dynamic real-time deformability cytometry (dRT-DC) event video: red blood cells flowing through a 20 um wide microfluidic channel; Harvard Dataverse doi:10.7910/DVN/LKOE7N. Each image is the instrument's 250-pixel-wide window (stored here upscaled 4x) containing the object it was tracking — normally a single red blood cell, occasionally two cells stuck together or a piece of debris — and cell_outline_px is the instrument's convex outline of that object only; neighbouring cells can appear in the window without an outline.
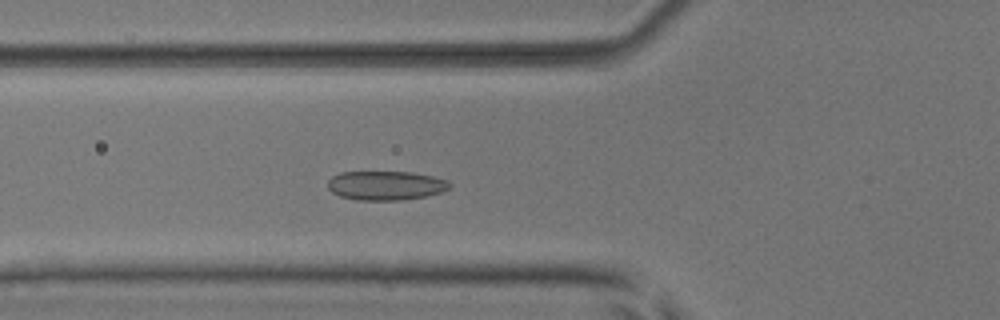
{"species": "common noctule bat (a hibernating species)", "species_latin": "Nyctalus noctula", "temperature_condition": "room temperature", "stored_images_in_passage": 52, "camera_frame_rate_fps": 3000, "um_per_image_px": 0.085, "animal": {"sex": "male", "body_mass_g": 17.9, "forearm_length_mm": 54.2}, "frame": {"image": 1, "passage_image": 19, "time_ms": 6.0, "image_size_px": [1000, 320], "cell_outline_px": [[452, 184], [448, 188], [440, 192], [424, 196], [404, 200], [360, 200], [340, 196], [332, 192], [328, 188], [328, 180], [332, 176], [340, 172], [412, 172], [432, 176], [448, 180]], "centroid_in_image_um": [32.78, 15.76], "position_along_channel_um": 93.0, "area_um2": 20.63}}
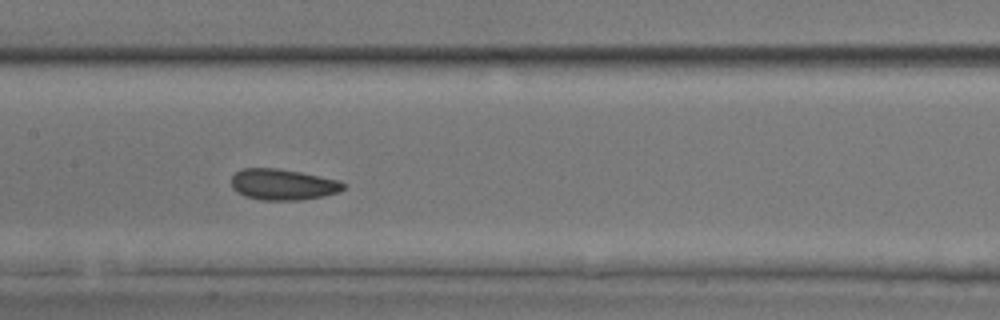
{"frame": {"image": 2, "passage_image": 26, "time_ms": 8.333, "image_size_px": [1000, 320], "cell_outline_px": [[344, 188], [340, 192], [324, 196], [300, 200], [260, 200], [244, 196], [236, 192], [232, 188], [232, 176], [236, 172], [244, 168], [276, 168], [300, 172], [340, 180], [344, 184]], "centroid_in_image_um": [24.04, 15.69], "position_along_channel_um": 183.4, "area_um2": 20.35}}
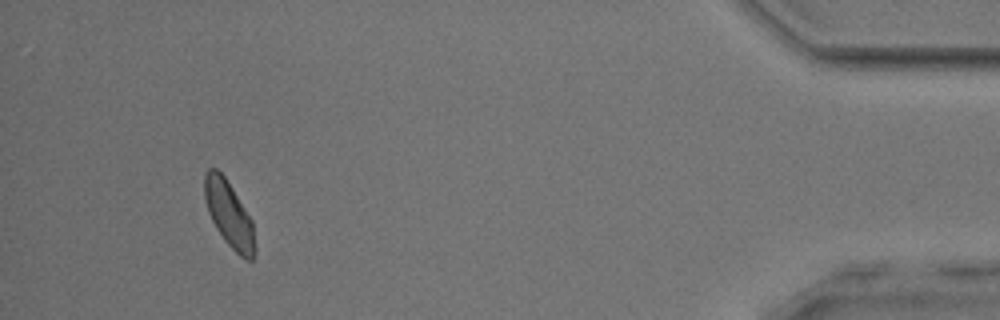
{"frame": {"image": 3, "passage_image": 49, "time_ms": 16.0, "image_size_px": [1000, 320], "cell_outline_px": [[256, 252], [252, 260], [248, 260], [240, 256], [224, 240], [216, 228], [208, 212], [204, 196], [204, 172], [208, 168], [216, 168], [224, 176], [232, 188], [252, 220], [256, 248]], "centroid_in_image_um": [19.46, 18.21], "position_along_channel_um": 415.7, "area_um2": 19.31}, "authors_computed_cell_mechanics": {"area_um2": 20.3456, "velocity_mm_per_s": 3.8807, "shape_relaxation_time_tau1_ms": 3.1026, "shape_relaxation_time_tau2_ms": 2.1086, "deformation_change_tau1": 0.0709, "deformation_change_tau2": 0.0595}}